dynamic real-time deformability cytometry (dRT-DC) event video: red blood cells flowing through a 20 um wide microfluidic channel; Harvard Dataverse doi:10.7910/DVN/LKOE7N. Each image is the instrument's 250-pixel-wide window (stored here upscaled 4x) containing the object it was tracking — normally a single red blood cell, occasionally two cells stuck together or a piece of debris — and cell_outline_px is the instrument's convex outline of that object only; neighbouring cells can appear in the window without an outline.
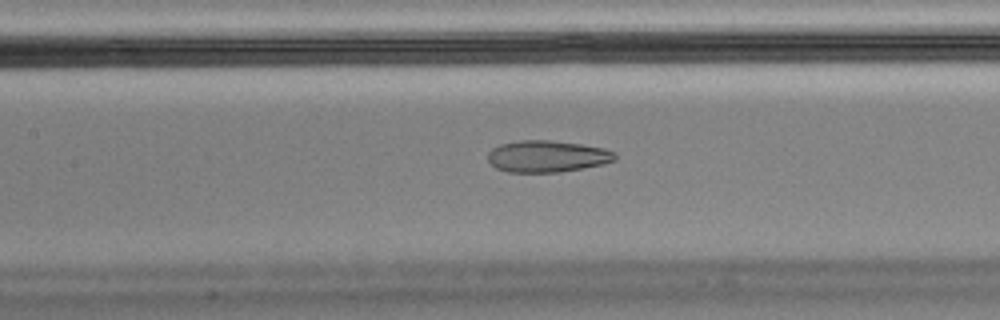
{"species": "Egyptian fruit bat (a non-hibernating species)", "species_latin": "Rousettus aegyptiacus", "temperature_condition": "cold", "stored_images_in_passage": 56, "camera_frame_rate_fps": 3000, "um_per_image_px": 0.085, "animal": {"sex": "male"}, "frame": {"image": 1, "passage_image": 25, "time_ms": 8.0, "image_size_px": [1000, 320], "cell_outline_px": [[616, 160], [604, 164], [560, 172], [508, 172], [496, 168], [488, 160], [488, 152], [492, 148], [500, 144], [520, 140], [548, 140], [580, 144], [604, 148], [616, 152]], "centroid_in_image_um": [46.52, 13.29], "position_along_channel_um": 160.9, "area_um2": 23.52}}
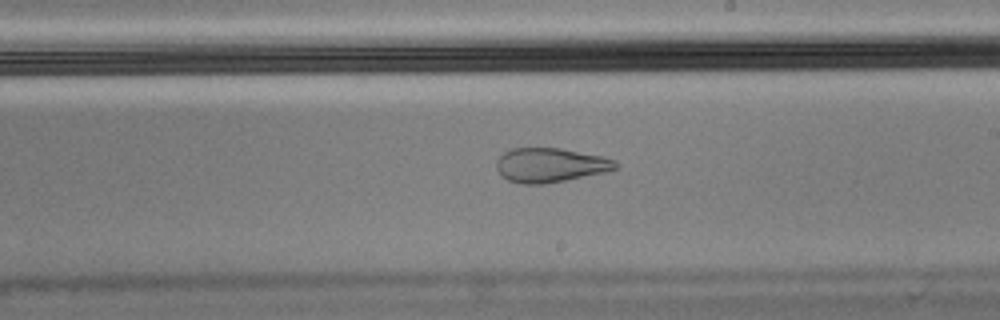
{"frame": {"image": 2, "passage_image": 32, "time_ms": 10.333, "image_size_px": [1000, 320], "cell_outline_px": [[616, 168], [604, 172], [544, 184], [520, 184], [508, 180], [500, 176], [496, 168], [496, 160], [504, 152], [512, 148], [560, 148], [604, 156], [616, 160]], "centroid_in_image_um": [46.72, 14.03], "position_along_channel_um": 242.3, "area_um2": 23.81}, "authors_computed_cell_mechanics": {"area_um2": 24.3049, "velocity_mm_per_s": 3.5021, "shape_relaxation_time_tau1_ms": null, "shape_relaxation_time_tau2_ms": 1.9317, "deformation_change_tau1": null, "deformation_change_tau2": 0.0911}}